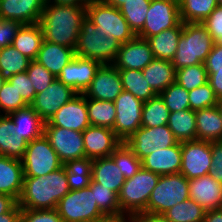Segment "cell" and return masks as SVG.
<instances>
[{
	"label": "cell",
	"mask_w": 222,
	"mask_h": 222,
	"mask_svg": "<svg viewBox=\"0 0 222 222\" xmlns=\"http://www.w3.org/2000/svg\"><path fill=\"white\" fill-rule=\"evenodd\" d=\"M86 6L45 4L39 24L44 40L75 48Z\"/></svg>",
	"instance_id": "1"
},
{
	"label": "cell",
	"mask_w": 222,
	"mask_h": 222,
	"mask_svg": "<svg viewBox=\"0 0 222 222\" xmlns=\"http://www.w3.org/2000/svg\"><path fill=\"white\" fill-rule=\"evenodd\" d=\"M70 191L65 167L45 176L24 177L17 201L21 209H56L58 202Z\"/></svg>",
	"instance_id": "2"
},
{
	"label": "cell",
	"mask_w": 222,
	"mask_h": 222,
	"mask_svg": "<svg viewBox=\"0 0 222 222\" xmlns=\"http://www.w3.org/2000/svg\"><path fill=\"white\" fill-rule=\"evenodd\" d=\"M214 43L212 36L202 23H183V31L177 51L171 61L172 65L178 70L196 64H204Z\"/></svg>",
	"instance_id": "3"
},
{
	"label": "cell",
	"mask_w": 222,
	"mask_h": 222,
	"mask_svg": "<svg viewBox=\"0 0 222 222\" xmlns=\"http://www.w3.org/2000/svg\"><path fill=\"white\" fill-rule=\"evenodd\" d=\"M121 44L113 37H107L96 31L95 25L85 17L74 48L75 55L98 61L101 64H112L116 59Z\"/></svg>",
	"instance_id": "4"
},
{
	"label": "cell",
	"mask_w": 222,
	"mask_h": 222,
	"mask_svg": "<svg viewBox=\"0 0 222 222\" xmlns=\"http://www.w3.org/2000/svg\"><path fill=\"white\" fill-rule=\"evenodd\" d=\"M86 17L95 25L96 31L107 37L113 36L120 44L137 36L119 9L102 0H91L86 5Z\"/></svg>",
	"instance_id": "5"
},
{
	"label": "cell",
	"mask_w": 222,
	"mask_h": 222,
	"mask_svg": "<svg viewBox=\"0 0 222 222\" xmlns=\"http://www.w3.org/2000/svg\"><path fill=\"white\" fill-rule=\"evenodd\" d=\"M159 178L160 175L141 167L135 175L125 179L118 194L121 212H144Z\"/></svg>",
	"instance_id": "6"
},
{
	"label": "cell",
	"mask_w": 222,
	"mask_h": 222,
	"mask_svg": "<svg viewBox=\"0 0 222 222\" xmlns=\"http://www.w3.org/2000/svg\"><path fill=\"white\" fill-rule=\"evenodd\" d=\"M189 198V183L184 175H160L144 212L163 215L176 204Z\"/></svg>",
	"instance_id": "7"
},
{
	"label": "cell",
	"mask_w": 222,
	"mask_h": 222,
	"mask_svg": "<svg viewBox=\"0 0 222 222\" xmlns=\"http://www.w3.org/2000/svg\"><path fill=\"white\" fill-rule=\"evenodd\" d=\"M63 222H95L104 213L99 209L90 187L70 190L57 204Z\"/></svg>",
	"instance_id": "8"
},
{
	"label": "cell",
	"mask_w": 222,
	"mask_h": 222,
	"mask_svg": "<svg viewBox=\"0 0 222 222\" xmlns=\"http://www.w3.org/2000/svg\"><path fill=\"white\" fill-rule=\"evenodd\" d=\"M22 161L24 177L45 176L63 167L48 139L42 134L27 143Z\"/></svg>",
	"instance_id": "9"
},
{
	"label": "cell",
	"mask_w": 222,
	"mask_h": 222,
	"mask_svg": "<svg viewBox=\"0 0 222 222\" xmlns=\"http://www.w3.org/2000/svg\"><path fill=\"white\" fill-rule=\"evenodd\" d=\"M181 22L177 0H151L144 26L136 35L147 40L166 29L175 28Z\"/></svg>",
	"instance_id": "10"
},
{
	"label": "cell",
	"mask_w": 222,
	"mask_h": 222,
	"mask_svg": "<svg viewBox=\"0 0 222 222\" xmlns=\"http://www.w3.org/2000/svg\"><path fill=\"white\" fill-rule=\"evenodd\" d=\"M114 104L116 117L112 130L121 142H125L141 127L144 102L123 90L114 100Z\"/></svg>",
	"instance_id": "11"
},
{
	"label": "cell",
	"mask_w": 222,
	"mask_h": 222,
	"mask_svg": "<svg viewBox=\"0 0 222 222\" xmlns=\"http://www.w3.org/2000/svg\"><path fill=\"white\" fill-rule=\"evenodd\" d=\"M178 142L168 125H163L141 126L125 141V144L142 160L157 149L167 148Z\"/></svg>",
	"instance_id": "12"
},
{
	"label": "cell",
	"mask_w": 222,
	"mask_h": 222,
	"mask_svg": "<svg viewBox=\"0 0 222 222\" xmlns=\"http://www.w3.org/2000/svg\"><path fill=\"white\" fill-rule=\"evenodd\" d=\"M182 165L180 173L188 180L208 175L211 170V142L183 141L181 142Z\"/></svg>",
	"instance_id": "13"
},
{
	"label": "cell",
	"mask_w": 222,
	"mask_h": 222,
	"mask_svg": "<svg viewBox=\"0 0 222 222\" xmlns=\"http://www.w3.org/2000/svg\"><path fill=\"white\" fill-rule=\"evenodd\" d=\"M43 134L63 164L85 157L82 132L58 126H43Z\"/></svg>",
	"instance_id": "14"
},
{
	"label": "cell",
	"mask_w": 222,
	"mask_h": 222,
	"mask_svg": "<svg viewBox=\"0 0 222 222\" xmlns=\"http://www.w3.org/2000/svg\"><path fill=\"white\" fill-rule=\"evenodd\" d=\"M78 93L57 78L44 91L36 94L34 102L30 105L46 123L64 104L72 100Z\"/></svg>",
	"instance_id": "15"
},
{
	"label": "cell",
	"mask_w": 222,
	"mask_h": 222,
	"mask_svg": "<svg viewBox=\"0 0 222 222\" xmlns=\"http://www.w3.org/2000/svg\"><path fill=\"white\" fill-rule=\"evenodd\" d=\"M123 90L119 70L112 64H102L83 95L86 98L114 102Z\"/></svg>",
	"instance_id": "16"
},
{
	"label": "cell",
	"mask_w": 222,
	"mask_h": 222,
	"mask_svg": "<svg viewBox=\"0 0 222 222\" xmlns=\"http://www.w3.org/2000/svg\"><path fill=\"white\" fill-rule=\"evenodd\" d=\"M101 65L98 61L75 55L73 60L62 69L57 79L72 87L78 94H83Z\"/></svg>",
	"instance_id": "17"
},
{
	"label": "cell",
	"mask_w": 222,
	"mask_h": 222,
	"mask_svg": "<svg viewBox=\"0 0 222 222\" xmlns=\"http://www.w3.org/2000/svg\"><path fill=\"white\" fill-rule=\"evenodd\" d=\"M43 126H58L83 132L90 126L86 97L83 94L76 95L72 100L64 104L59 110L44 123Z\"/></svg>",
	"instance_id": "18"
},
{
	"label": "cell",
	"mask_w": 222,
	"mask_h": 222,
	"mask_svg": "<svg viewBox=\"0 0 222 222\" xmlns=\"http://www.w3.org/2000/svg\"><path fill=\"white\" fill-rule=\"evenodd\" d=\"M153 59L149 42L136 36L121 44L112 65L118 70H143Z\"/></svg>",
	"instance_id": "19"
},
{
	"label": "cell",
	"mask_w": 222,
	"mask_h": 222,
	"mask_svg": "<svg viewBox=\"0 0 222 222\" xmlns=\"http://www.w3.org/2000/svg\"><path fill=\"white\" fill-rule=\"evenodd\" d=\"M85 157L98 159L110 156L122 143L108 127L90 125L83 132Z\"/></svg>",
	"instance_id": "20"
},
{
	"label": "cell",
	"mask_w": 222,
	"mask_h": 222,
	"mask_svg": "<svg viewBox=\"0 0 222 222\" xmlns=\"http://www.w3.org/2000/svg\"><path fill=\"white\" fill-rule=\"evenodd\" d=\"M190 199L198 203L204 210L222 208V184L210 174L188 180Z\"/></svg>",
	"instance_id": "21"
},
{
	"label": "cell",
	"mask_w": 222,
	"mask_h": 222,
	"mask_svg": "<svg viewBox=\"0 0 222 222\" xmlns=\"http://www.w3.org/2000/svg\"><path fill=\"white\" fill-rule=\"evenodd\" d=\"M143 168L158 175L178 174L182 165L181 142L157 149L141 160Z\"/></svg>",
	"instance_id": "22"
},
{
	"label": "cell",
	"mask_w": 222,
	"mask_h": 222,
	"mask_svg": "<svg viewBox=\"0 0 222 222\" xmlns=\"http://www.w3.org/2000/svg\"><path fill=\"white\" fill-rule=\"evenodd\" d=\"M44 0H0V18L22 24L39 23L45 7Z\"/></svg>",
	"instance_id": "23"
},
{
	"label": "cell",
	"mask_w": 222,
	"mask_h": 222,
	"mask_svg": "<svg viewBox=\"0 0 222 222\" xmlns=\"http://www.w3.org/2000/svg\"><path fill=\"white\" fill-rule=\"evenodd\" d=\"M22 161L0 155V193L18 201L23 188Z\"/></svg>",
	"instance_id": "24"
},
{
	"label": "cell",
	"mask_w": 222,
	"mask_h": 222,
	"mask_svg": "<svg viewBox=\"0 0 222 222\" xmlns=\"http://www.w3.org/2000/svg\"><path fill=\"white\" fill-rule=\"evenodd\" d=\"M74 56L75 51L73 48L43 40L35 61L43 65L57 78L62 69L73 60Z\"/></svg>",
	"instance_id": "25"
},
{
	"label": "cell",
	"mask_w": 222,
	"mask_h": 222,
	"mask_svg": "<svg viewBox=\"0 0 222 222\" xmlns=\"http://www.w3.org/2000/svg\"><path fill=\"white\" fill-rule=\"evenodd\" d=\"M196 140L222 141V115L218 106L195 111Z\"/></svg>",
	"instance_id": "26"
},
{
	"label": "cell",
	"mask_w": 222,
	"mask_h": 222,
	"mask_svg": "<svg viewBox=\"0 0 222 222\" xmlns=\"http://www.w3.org/2000/svg\"><path fill=\"white\" fill-rule=\"evenodd\" d=\"M142 71L144 79L157 95L176 81V69L170 60L154 58Z\"/></svg>",
	"instance_id": "27"
},
{
	"label": "cell",
	"mask_w": 222,
	"mask_h": 222,
	"mask_svg": "<svg viewBox=\"0 0 222 222\" xmlns=\"http://www.w3.org/2000/svg\"><path fill=\"white\" fill-rule=\"evenodd\" d=\"M92 180L119 194L125 178L111 156L93 160Z\"/></svg>",
	"instance_id": "28"
},
{
	"label": "cell",
	"mask_w": 222,
	"mask_h": 222,
	"mask_svg": "<svg viewBox=\"0 0 222 222\" xmlns=\"http://www.w3.org/2000/svg\"><path fill=\"white\" fill-rule=\"evenodd\" d=\"M8 116L14 122V134L27 142L39 138L43 134L44 122L31 106L19 109Z\"/></svg>",
	"instance_id": "29"
},
{
	"label": "cell",
	"mask_w": 222,
	"mask_h": 222,
	"mask_svg": "<svg viewBox=\"0 0 222 222\" xmlns=\"http://www.w3.org/2000/svg\"><path fill=\"white\" fill-rule=\"evenodd\" d=\"M14 122L8 115H0V155L22 160L27 141L14 134Z\"/></svg>",
	"instance_id": "30"
},
{
	"label": "cell",
	"mask_w": 222,
	"mask_h": 222,
	"mask_svg": "<svg viewBox=\"0 0 222 222\" xmlns=\"http://www.w3.org/2000/svg\"><path fill=\"white\" fill-rule=\"evenodd\" d=\"M43 40V31L39 23L23 24L18 30L12 46L33 61L37 58Z\"/></svg>",
	"instance_id": "31"
},
{
	"label": "cell",
	"mask_w": 222,
	"mask_h": 222,
	"mask_svg": "<svg viewBox=\"0 0 222 222\" xmlns=\"http://www.w3.org/2000/svg\"><path fill=\"white\" fill-rule=\"evenodd\" d=\"M182 31L183 22L175 28L166 29L157 35L149 37L147 41L150 44L154 58L172 61L177 51Z\"/></svg>",
	"instance_id": "32"
},
{
	"label": "cell",
	"mask_w": 222,
	"mask_h": 222,
	"mask_svg": "<svg viewBox=\"0 0 222 222\" xmlns=\"http://www.w3.org/2000/svg\"><path fill=\"white\" fill-rule=\"evenodd\" d=\"M167 125L179 142L196 140L197 129L194 110L170 112Z\"/></svg>",
	"instance_id": "33"
},
{
	"label": "cell",
	"mask_w": 222,
	"mask_h": 222,
	"mask_svg": "<svg viewBox=\"0 0 222 222\" xmlns=\"http://www.w3.org/2000/svg\"><path fill=\"white\" fill-rule=\"evenodd\" d=\"M93 160L87 157L69 160L63 166L70 190H80L89 187L92 180Z\"/></svg>",
	"instance_id": "34"
},
{
	"label": "cell",
	"mask_w": 222,
	"mask_h": 222,
	"mask_svg": "<svg viewBox=\"0 0 222 222\" xmlns=\"http://www.w3.org/2000/svg\"><path fill=\"white\" fill-rule=\"evenodd\" d=\"M178 2L183 23H201L218 6L217 0H179Z\"/></svg>",
	"instance_id": "35"
},
{
	"label": "cell",
	"mask_w": 222,
	"mask_h": 222,
	"mask_svg": "<svg viewBox=\"0 0 222 222\" xmlns=\"http://www.w3.org/2000/svg\"><path fill=\"white\" fill-rule=\"evenodd\" d=\"M31 61L12 45L1 48L0 74L5 81H8L13 75L26 72Z\"/></svg>",
	"instance_id": "36"
},
{
	"label": "cell",
	"mask_w": 222,
	"mask_h": 222,
	"mask_svg": "<svg viewBox=\"0 0 222 222\" xmlns=\"http://www.w3.org/2000/svg\"><path fill=\"white\" fill-rule=\"evenodd\" d=\"M124 91L130 92L143 102L150 100L157 94L150 88L144 79L142 70H119Z\"/></svg>",
	"instance_id": "37"
},
{
	"label": "cell",
	"mask_w": 222,
	"mask_h": 222,
	"mask_svg": "<svg viewBox=\"0 0 222 222\" xmlns=\"http://www.w3.org/2000/svg\"><path fill=\"white\" fill-rule=\"evenodd\" d=\"M90 125L113 128L116 117L114 102L86 98Z\"/></svg>",
	"instance_id": "38"
},
{
	"label": "cell",
	"mask_w": 222,
	"mask_h": 222,
	"mask_svg": "<svg viewBox=\"0 0 222 222\" xmlns=\"http://www.w3.org/2000/svg\"><path fill=\"white\" fill-rule=\"evenodd\" d=\"M169 114V109L165 106L163 99L160 95H156L144 102L141 126L156 127L167 125Z\"/></svg>",
	"instance_id": "39"
},
{
	"label": "cell",
	"mask_w": 222,
	"mask_h": 222,
	"mask_svg": "<svg viewBox=\"0 0 222 222\" xmlns=\"http://www.w3.org/2000/svg\"><path fill=\"white\" fill-rule=\"evenodd\" d=\"M205 213L206 210L189 198L179 204H176L163 215L170 222H202Z\"/></svg>",
	"instance_id": "40"
},
{
	"label": "cell",
	"mask_w": 222,
	"mask_h": 222,
	"mask_svg": "<svg viewBox=\"0 0 222 222\" xmlns=\"http://www.w3.org/2000/svg\"><path fill=\"white\" fill-rule=\"evenodd\" d=\"M151 0H126L119 8L128 25L137 34L144 26Z\"/></svg>",
	"instance_id": "41"
},
{
	"label": "cell",
	"mask_w": 222,
	"mask_h": 222,
	"mask_svg": "<svg viewBox=\"0 0 222 222\" xmlns=\"http://www.w3.org/2000/svg\"><path fill=\"white\" fill-rule=\"evenodd\" d=\"M185 90L193 89L208 82V74L203 63L176 70V81Z\"/></svg>",
	"instance_id": "42"
},
{
	"label": "cell",
	"mask_w": 222,
	"mask_h": 222,
	"mask_svg": "<svg viewBox=\"0 0 222 222\" xmlns=\"http://www.w3.org/2000/svg\"><path fill=\"white\" fill-rule=\"evenodd\" d=\"M125 179L131 178L142 167L141 160L122 142L110 155Z\"/></svg>",
	"instance_id": "43"
},
{
	"label": "cell",
	"mask_w": 222,
	"mask_h": 222,
	"mask_svg": "<svg viewBox=\"0 0 222 222\" xmlns=\"http://www.w3.org/2000/svg\"><path fill=\"white\" fill-rule=\"evenodd\" d=\"M159 95L169 109V112L190 109L189 92L177 82L172 83Z\"/></svg>",
	"instance_id": "44"
},
{
	"label": "cell",
	"mask_w": 222,
	"mask_h": 222,
	"mask_svg": "<svg viewBox=\"0 0 222 222\" xmlns=\"http://www.w3.org/2000/svg\"><path fill=\"white\" fill-rule=\"evenodd\" d=\"M89 187L94 190V197L99 209L104 214L120 213V205L118 194L109 188L103 187L102 184L96 183L91 180Z\"/></svg>",
	"instance_id": "45"
},
{
	"label": "cell",
	"mask_w": 222,
	"mask_h": 222,
	"mask_svg": "<svg viewBox=\"0 0 222 222\" xmlns=\"http://www.w3.org/2000/svg\"><path fill=\"white\" fill-rule=\"evenodd\" d=\"M29 106L18 91L8 81L0 90V115H9Z\"/></svg>",
	"instance_id": "46"
},
{
	"label": "cell",
	"mask_w": 222,
	"mask_h": 222,
	"mask_svg": "<svg viewBox=\"0 0 222 222\" xmlns=\"http://www.w3.org/2000/svg\"><path fill=\"white\" fill-rule=\"evenodd\" d=\"M218 101L219 100L209 82L189 91V103L191 110L196 111L213 107L218 104Z\"/></svg>",
	"instance_id": "47"
},
{
	"label": "cell",
	"mask_w": 222,
	"mask_h": 222,
	"mask_svg": "<svg viewBox=\"0 0 222 222\" xmlns=\"http://www.w3.org/2000/svg\"><path fill=\"white\" fill-rule=\"evenodd\" d=\"M26 72L36 94L44 91L56 79L53 74L35 60L30 62Z\"/></svg>",
	"instance_id": "48"
},
{
	"label": "cell",
	"mask_w": 222,
	"mask_h": 222,
	"mask_svg": "<svg viewBox=\"0 0 222 222\" xmlns=\"http://www.w3.org/2000/svg\"><path fill=\"white\" fill-rule=\"evenodd\" d=\"M8 82L15 87L19 95L23 97V100L30 106L36 97L35 89L28 78L27 72H21L13 75Z\"/></svg>",
	"instance_id": "49"
},
{
	"label": "cell",
	"mask_w": 222,
	"mask_h": 222,
	"mask_svg": "<svg viewBox=\"0 0 222 222\" xmlns=\"http://www.w3.org/2000/svg\"><path fill=\"white\" fill-rule=\"evenodd\" d=\"M21 222H63L56 209H22Z\"/></svg>",
	"instance_id": "50"
},
{
	"label": "cell",
	"mask_w": 222,
	"mask_h": 222,
	"mask_svg": "<svg viewBox=\"0 0 222 222\" xmlns=\"http://www.w3.org/2000/svg\"><path fill=\"white\" fill-rule=\"evenodd\" d=\"M201 23L206 27L214 42L222 45V6L218 5Z\"/></svg>",
	"instance_id": "51"
},
{
	"label": "cell",
	"mask_w": 222,
	"mask_h": 222,
	"mask_svg": "<svg viewBox=\"0 0 222 222\" xmlns=\"http://www.w3.org/2000/svg\"><path fill=\"white\" fill-rule=\"evenodd\" d=\"M23 24L16 20H0V49L12 45L13 40Z\"/></svg>",
	"instance_id": "52"
},
{
	"label": "cell",
	"mask_w": 222,
	"mask_h": 222,
	"mask_svg": "<svg viewBox=\"0 0 222 222\" xmlns=\"http://www.w3.org/2000/svg\"><path fill=\"white\" fill-rule=\"evenodd\" d=\"M211 170L210 175L222 184V141L211 142Z\"/></svg>",
	"instance_id": "53"
},
{
	"label": "cell",
	"mask_w": 222,
	"mask_h": 222,
	"mask_svg": "<svg viewBox=\"0 0 222 222\" xmlns=\"http://www.w3.org/2000/svg\"><path fill=\"white\" fill-rule=\"evenodd\" d=\"M204 65L207 73H216V70H222V45L214 43Z\"/></svg>",
	"instance_id": "54"
},
{
	"label": "cell",
	"mask_w": 222,
	"mask_h": 222,
	"mask_svg": "<svg viewBox=\"0 0 222 222\" xmlns=\"http://www.w3.org/2000/svg\"><path fill=\"white\" fill-rule=\"evenodd\" d=\"M208 82L214 90L218 100L222 99V70H216V73H207Z\"/></svg>",
	"instance_id": "55"
},
{
	"label": "cell",
	"mask_w": 222,
	"mask_h": 222,
	"mask_svg": "<svg viewBox=\"0 0 222 222\" xmlns=\"http://www.w3.org/2000/svg\"><path fill=\"white\" fill-rule=\"evenodd\" d=\"M95 222H133V214L124 212L116 214H104Z\"/></svg>",
	"instance_id": "56"
},
{
	"label": "cell",
	"mask_w": 222,
	"mask_h": 222,
	"mask_svg": "<svg viewBox=\"0 0 222 222\" xmlns=\"http://www.w3.org/2000/svg\"><path fill=\"white\" fill-rule=\"evenodd\" d=\"M133 222H170L164 215L139 212L133 214Z\"/></svg>",
	"instance_id": "57"
},
{
	"label": "cell",
	"mask_w": 222,
	"mask_h": 222,
	"mask_svg": "<svg viewBox=\"0 0 222 222\" xmlns=\"http://www.w3.org/2000/svg\"><path fill=\"white\" fill-rule=\"evenodd\" d=\"M21 207L16 203L8 212L0 215V222H21Z\"/></svg>",
	"instance_id": "58"
},
{
	"label": "cell",
	"mask_w": 222,
	"mask_h": 222,
	"mask_svg": "<svg viewBox=\"0 0 222 222\" xmlns=\"http://www.w3.org/2000/svg\"><path fill=\"white\" fill-rule=\"evenodd\" d=\"M16 203L13 197L0 193V215L8 212Z\"/></svg>",
	"instance_id": "59"
},
{
	"label": "cell",
	"mask_w": 222,
	"mask_h": 222,
	"mask_svg": "<svg viewBox=\"0 0 222 222\" xmlns=\"http://www.w3.org/2000/svg\"><path fill=\"white\" fill-rule=\"evenodd\" d=\"M202 222H222V208L206 211Z\"/></svg>",
	"instance_id": "60"
},
{
	"label": "cell",
	"mask_w": 222,
	"mask_h": 222,
	"mask_svg": "<svg viewBox=\"0 0 222 222\" xmlns=\"http://www.w3.org/2000/svg\"><path fill=\"white\" fill-rule=\"evenodd\" d=\"M46 4L86 6L91 0H44Z\"/></svg>",
	"instance_id": "61"
},
{
	"label": "cell",
	"mask_w": 222,
	"mask_h": 222,
	"mask_svg": "<svg viewBox=\"0 0 222 222\" xmlns=\"http://www.w3.org/2000/svg\"><path fill=\"white\" fill-rule=\"evenodd\" d=\"M102 1L108 5H111L119 9L125 3L126 0H102Z\"/></svg>",
	"instance_id": "62"
},
{
	"label": "cell",
	"mask_w": 222,
	"mask_h": 222,
	"mask_svg": "<svg viewBox=\"0 0 222 222\" xmlns=\"http://www.w3.org/2000/svg\"><path fill=\"white\" fill-rule=\"evenodd\" d=\"M217 106H218V108H219V110H220V112H221V115H222V99H220V100L218 101Z\"/></svg>",
	"instance_id": "63"
},
{
	"label": "cell",
	"mask_w": 222,
	"mask_h": 222,
	"mask_svg": "<svg viewBox=\"0 0 222 222\" xmlns=\"http://www.w3.org/2000/svg\"><path fill=\"white\" fill-rule=\"evenodd\" d=\"M4 83H5V79L0 74V90H1Z\"/></svg>",
	"instance_id": "64"
},
{
	"label": "cell",
	"mask_w": 222,
	"mask_h": 222,
	"mask_svg": "<svg viewBox=\"0 0 222 222\" xmlns=\"http://www.w3.org/2000/svg\"><path fill=\"white\" fill-rule=\"evenodd\" d=\"M217 2H218V5L222 6V0H217Z\"/></svg>",
	"instance_id": "65"
}]
</instances>
